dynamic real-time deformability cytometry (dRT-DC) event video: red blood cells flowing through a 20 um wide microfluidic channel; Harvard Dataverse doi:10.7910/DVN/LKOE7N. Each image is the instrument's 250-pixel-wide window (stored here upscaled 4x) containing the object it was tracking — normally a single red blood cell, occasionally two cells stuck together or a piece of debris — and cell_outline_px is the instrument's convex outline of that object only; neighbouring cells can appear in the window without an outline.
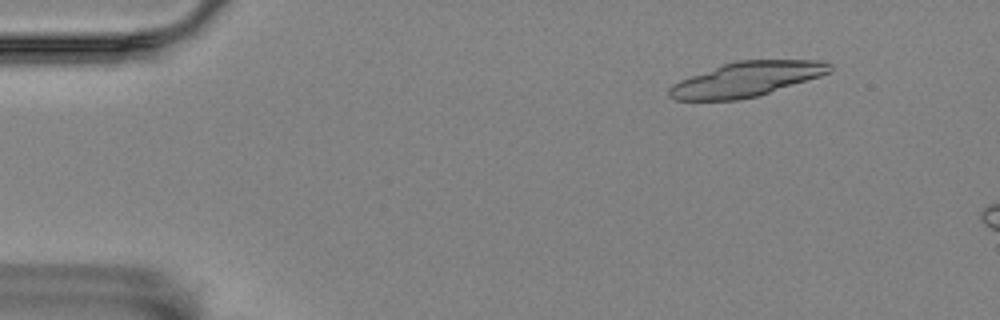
{"species": "Egyptian fruit bat (a non-hibernating species)", "species_latin": "Rousettus aegyptiacus", "temperature_condition": "room temperature", "stored_images_in_passage": 3, "camera_frame_rate_fps": 3000, "um_per_image_px": 0.085, "animal": {"sex": "female"}, "frame": {"image": 1, "passage_image": 1, "time_ms": 0.0, "image_size_px": [1000, 320], "cell_outline_px": [[832, 72], [760, 96], [736, 100], [676, 100], [668, 96], [668, 88], [672, 84], [680, 80], [724, 64], [736, 60], [824, 60], [832, 64]], "centroid_in_image_um": [63.49, 6.74], "position_along_channel_um": 21.5, "area_um2": 32.48}}